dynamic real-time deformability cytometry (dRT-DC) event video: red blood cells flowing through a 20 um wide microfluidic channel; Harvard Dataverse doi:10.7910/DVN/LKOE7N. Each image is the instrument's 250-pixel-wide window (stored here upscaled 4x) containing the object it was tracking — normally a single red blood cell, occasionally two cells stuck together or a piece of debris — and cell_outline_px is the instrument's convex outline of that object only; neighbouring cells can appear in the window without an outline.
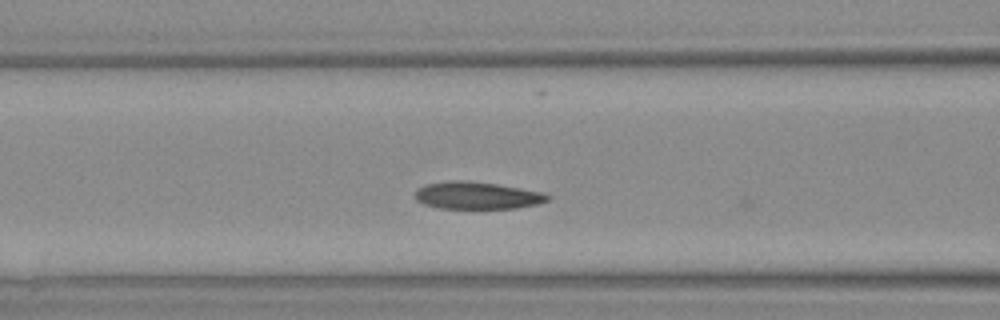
{"species": "Egyptian fruit bat (a non-hibernating species)", "species_latin": "Rousettus aegyptiacus", "temperature_condition": "warm", "stored_images_in_passage": 7, "camera_frame_rate_fps": 3000, "um_per_image_px": 0.085, "animal": {"sex": "female"}, "frame": {"image": 1, "passage_image": 5, "time_ms": 6.0, "image_size_px": [1000, 320], "cell_outline_px": [[552, 196], [548, 200], [536, 204], [516, 208], [436, 208], [424, 204], [416, 200], [416, 192], [420, 188], [428, 184], [448, 180], [468, 180], [496, 184], [544, 192]], "centroid_in_image_um": [40.57, 16.61], "position_along_channel_um": 126.0, "area_um2": 20.98}}